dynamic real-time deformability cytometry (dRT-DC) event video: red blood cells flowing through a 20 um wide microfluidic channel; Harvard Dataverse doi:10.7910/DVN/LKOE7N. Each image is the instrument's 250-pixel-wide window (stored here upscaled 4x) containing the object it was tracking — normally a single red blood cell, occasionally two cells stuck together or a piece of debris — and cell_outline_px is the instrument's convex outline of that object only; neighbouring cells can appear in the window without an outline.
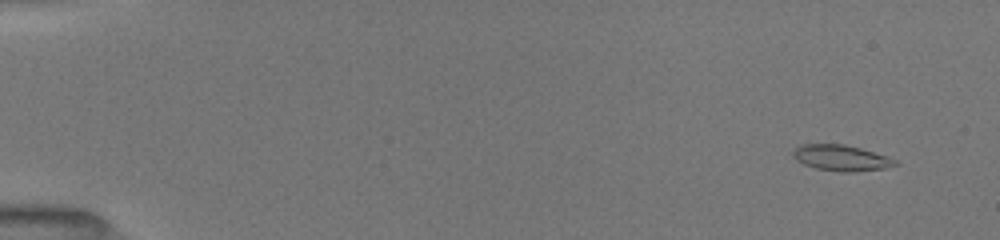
{"species": "common noctule bat (a hibernating species)", "species_latin": "Nyctalus noctula", "temperature_condition": "room temperature", "stored_images_in_passage": 37, "camera_frame_rate_fps": 3000, "um_per_image_px": 0.085, "animal": {"sex": "female", "body_mass_g": 19.5, "forearm_length_mm": 54.1}, "frame": {"image": 1, "passage_image": 3, "time_ms": 1.0, "image_size_px": [1000, 240], "cell_outline_px": [[900, 164], [884, 168], [856, 172], [840, 172], [816, 168], [804, 164], [796, 160], [792, 156], [792, 152], [800, 144], [844, 144], [860, 148], [896, 160]], "centroid_in_image_um": [71.47, 13.43], "position_along_channel_um": 13.5, "area_um2": 15.32}}
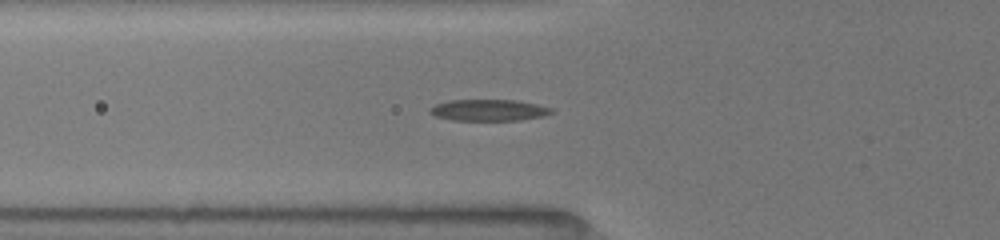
{"frame": {"image": 2, "passage_image": 22, "time_ms": 6.333, "image_size_px": [1000, 240], "cell_outline_px": [[556, 112], [544, 116], [520, 120], [452, 120], [436, 116], [428, 112], [428, 108], [436, 104], [448, 100], [516, 100], [536, 104], [552, 108]], "centroid_in_image_um": [41.55, 9.36], "position_along_channel_um": 84.3, "area_um2": 15.26}}
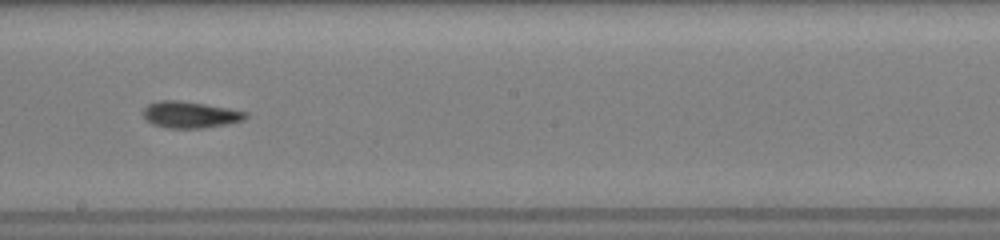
{"frame": {"image": 3, "passage_image": 35, "time_ms": 10.0, "image_size_px": [1000, 240], "cell_outline_px": [[248, 116], [244, 120], [228, 124], [204, 128], [168, 128], [152, 124], [144, 116], [144, 108], [148, 104], [160, 100], [180, 100], [228, 108], [248, 112]], "centroid_in_image_um": [16.19, 9.75], "position_along_channel_um": 232.0, "area_um2": 15.84}}